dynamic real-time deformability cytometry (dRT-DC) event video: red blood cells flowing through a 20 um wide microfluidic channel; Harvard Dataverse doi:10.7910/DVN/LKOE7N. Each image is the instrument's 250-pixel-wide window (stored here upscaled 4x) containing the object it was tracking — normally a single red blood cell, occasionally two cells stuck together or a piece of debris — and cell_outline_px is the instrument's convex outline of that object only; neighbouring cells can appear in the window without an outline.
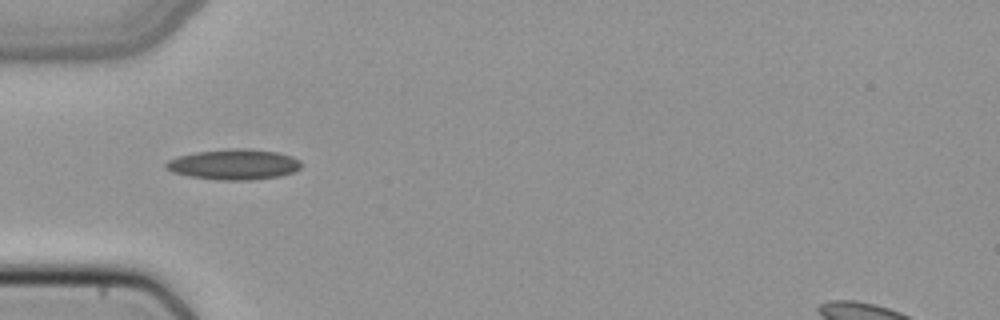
{"species": "common noctule bat (a hibernating species)", "species_latin": "Nyctalus noctula", "temperature_condition": "cold", "stored_images_in_passage": 35, "camera_frame_rate_fps": 3000, "um_per_image_px": 0.085, "animal": {"sex": "female", "body_mass_g": 22.7, "forearm_length_mm": 54.2}, "frame": {"image": 1, "passage_image": 1, "time_ms": 0.0, "image_size_px": [1000, 320], "cell_outline_px": [[304, 164], [296, 172], [280, 176], [252, 180], [220, 180], [188, 176], [172, 172], [164, 168], [164, 164], [168, 160], [176, 156], [196, 152], [228, 148], [248, 148], [276, 152], [292, 156], [300, 160]], "centroid_in_image_um": [19.89, 13.97], "position_along_channel_um": 65.1, "area_um2": 24.45}}
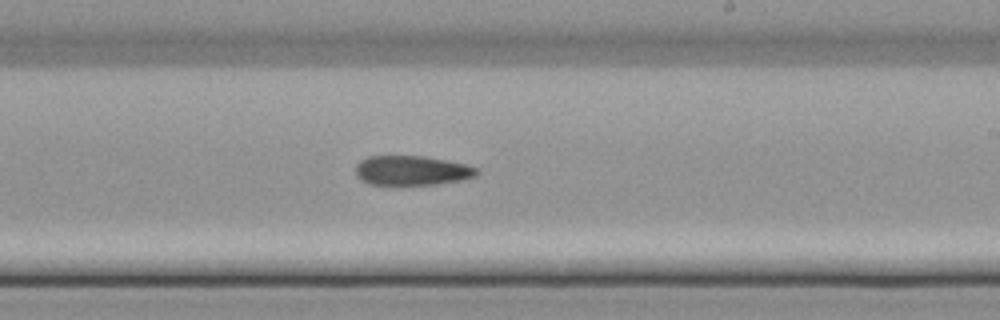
{"frame": {"image": 2, "passage_image": 15, "time_ms": 4.667, "image_size_px": [1000, 320], "cell_outline_px": [[480, 172], [476, 176], [460, 180], [436, 184], [368, 184], [360, 180], [356, 176], [356, 164], [360, 160], [368, 156], [424, 156], [448, 160], [464, 164], [476, 168]], "centroid_in_image_um": [34.98, 14.48], "position_along_channel_um": 254.0, "area_um2": 20.87}}
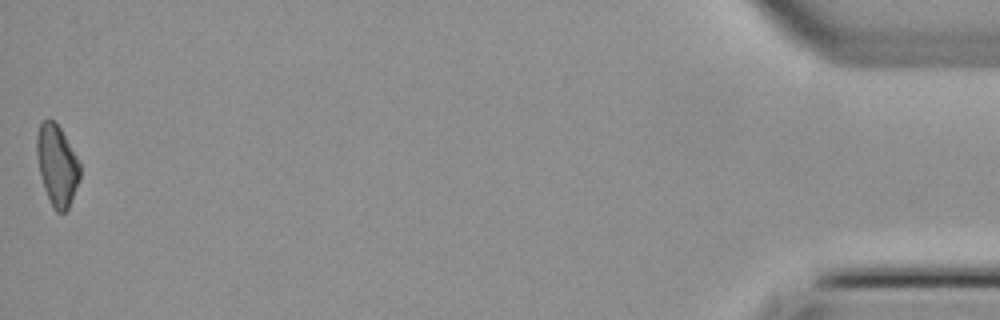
{"frame": {"image": 3, "passage_image": 35, "time_ms": 11.333, "image_size_px": [1000, 320], "cell_outline_px": [[80, 180], [68, 208], [64, 212], [56, 212], [52, 208], [44, 188], [40, 176], [36, 156], [36, 136], [40, 124], [48, 116], [60, 128], [76, 156], [80, 164]], "centroid_in_image_um": [4.83, 14.05], "position_along_channel_um": 430.4, "area_um2": 20.4}}